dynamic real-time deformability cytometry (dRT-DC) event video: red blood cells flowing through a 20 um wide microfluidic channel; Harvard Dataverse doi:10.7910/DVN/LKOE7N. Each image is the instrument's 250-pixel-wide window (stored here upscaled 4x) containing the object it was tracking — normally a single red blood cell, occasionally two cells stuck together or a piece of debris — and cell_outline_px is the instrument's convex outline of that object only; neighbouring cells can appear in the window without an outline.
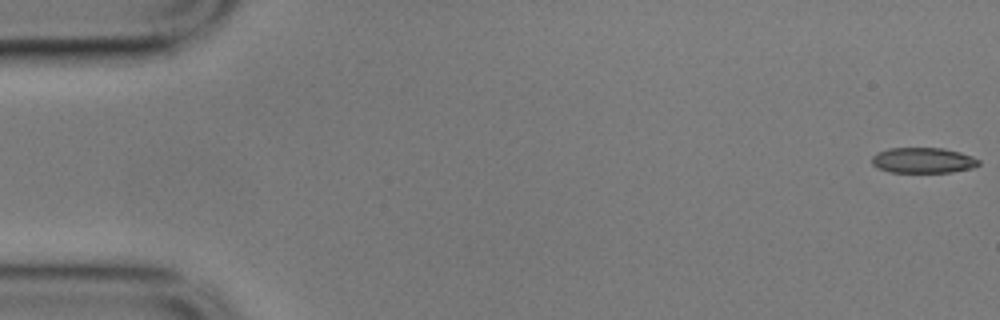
{"species": "common noctule bat (a hibernating species)", "species_latin": "Nyctalus noctula", "temperature_condition": "cold", "stored_images_in_passage": 57, "camera_frame_rate_fps": 3000, "um_per_image_px": 0.085, "animal": {"sex": "male", "body_mass_g": 17.9}, "frame": {"image": 1, "passage_image": 1, "time_ms": 0.0, "image_size_px": [1000, 320], "cell_outline_px": [[980, 164], [972, 168], [952, 172], [888, 172], [876, 168], [872, 164], [872, 156], [876, 152], [888, 148], [944, 148], [960, 152], [972, 156], [980, 160]], "centroid_in_image_um": [78.44, 13.63], "position_along_channel_um": 6.6, "area_um2": 16.07}}
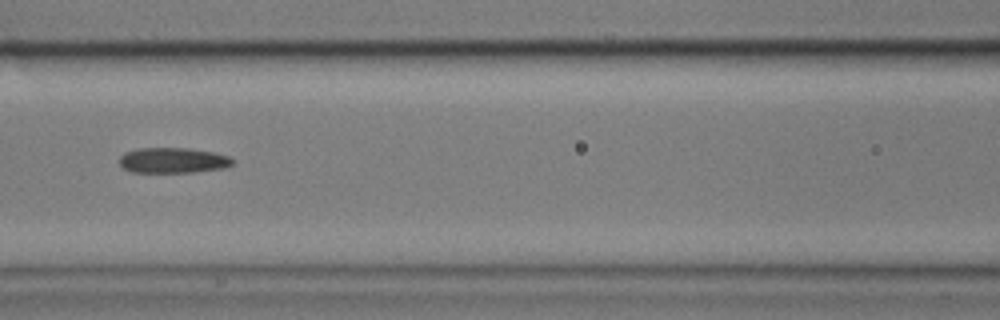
{"frame": {"image": 2, "passage_image": 25, "time_ms": 8.0, "image_size_px": [1000, 320], "cell_outline_px": [[232, 164], [224, 168], [192, 172], [132, 172], [124, 168], [120, 164], [120, 156], [124, 152], [140, 148], [188, 148], [212, 152], [228, 156], [232, 160]], "centroid_in_image_um": [14.67, 13.63], "position_along_channel_um": 151.9, "area_um2": 16.59}}
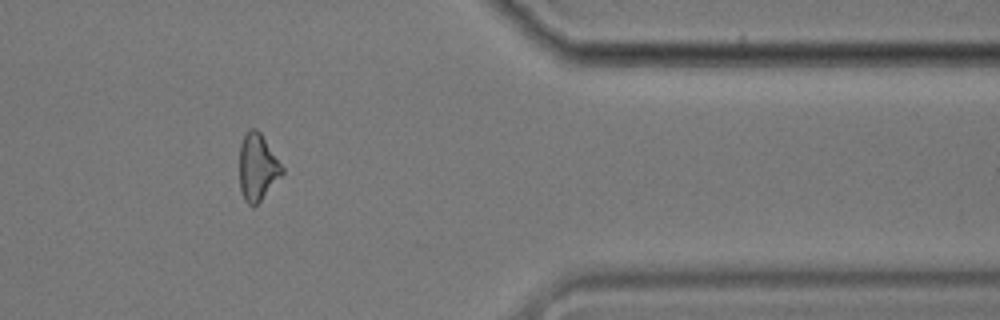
{"frame": {"image": 3, "passage_image": 47, "time_ms": 15.333, "image_size_px": [1000, 320], "cell_outline_px": [[284, 172], [260, 200], [252, 208], [244, 200], [240, 188], [240, 144], [248, 128], [256, 128], [260, 132], [284, 168]], "centroid_in_image_um": [21.87, 14.2], "position_along_channel_um": 389.5, "area_um2": 16.42}, "authors_computed_cell_mechanics": {"area_um2": 16.9932, "velocity_mm_per_s": 3.5335, "shape_relaxation_time_tau1_ms": 8.1912, "shape_relaxation_time_tau2_ms": 5.3417, "deformation_change_tau1": 0.1493, "deformation_change_tau2": 0.1498}}